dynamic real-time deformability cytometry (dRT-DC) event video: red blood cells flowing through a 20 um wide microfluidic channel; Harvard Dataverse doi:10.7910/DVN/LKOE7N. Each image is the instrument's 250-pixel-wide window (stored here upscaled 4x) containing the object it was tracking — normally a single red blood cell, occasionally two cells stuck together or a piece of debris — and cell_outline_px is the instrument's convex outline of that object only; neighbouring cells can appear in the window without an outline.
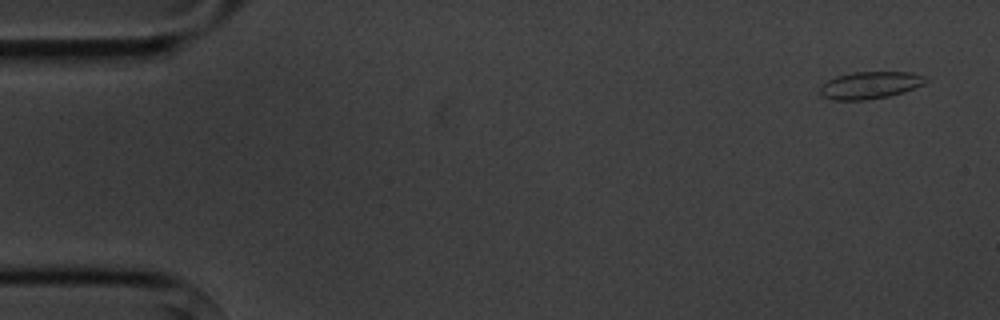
{"species": "common noctule bat (a hibernating species)", "species_latin": "Nyctalus noctula", "temperature_condition": "cold", "stored_images_in_passage": 8, "camera_frame_rate_fps": 3000, "um_per_image_px": 0.085, "animal": {"sex": "male", "body_mass_g": 20.1, "forearm_length_mm": 53.5}, "frame": {"image": 1, "passage_image": 1, "time_ms": 0.0, "image_size_px": [1000, 320], "cell_outline_px": [[928, 80], [924, 84], [904, 92], [888, 96], [864, 100], [832, 100], [820, 96], [820, 84], [836, 76], [852, 72], [912, 72], [928, 76]], "centroid_in_image_um": [73.95, 7.23], "position_along_channel_um": 11.0, "area_um2": 16.99}}
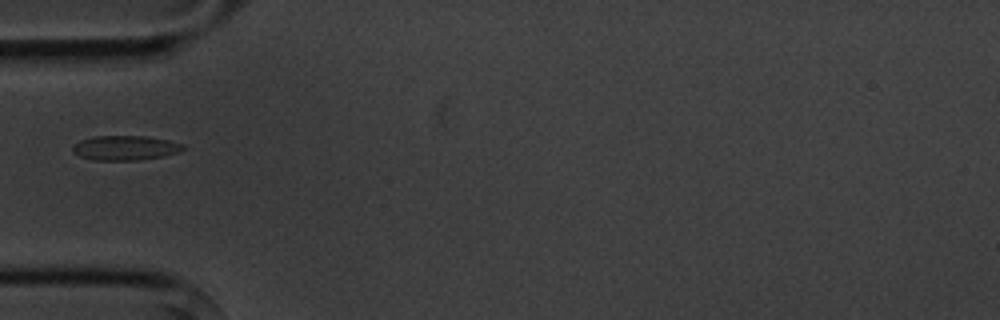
{"frame": {"image": 2, "passage_image": 5, "time_ms": 5.0, "image_size_px": [1000, 320], "cell_outline_px": [[184, 148], [176, 152], [164, 156], [140, 160], [92, 160], [80, 156], [72, 152], [72, 148], [80, 140], [96, 136], [144, 136], [168, 140], [184, 144]], "centroid_in_image_um": [10.63, 12.57], "position_along_channel_um": 74.4, "area_um2": 15.72}}
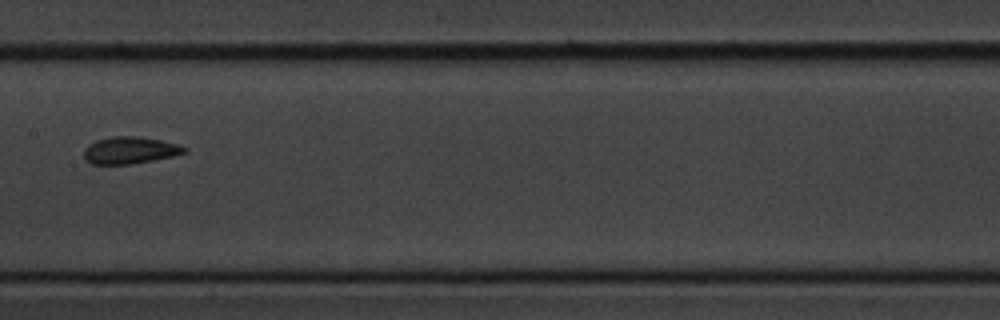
{"frame": {"image": 3, "passage_image": 8, "time_ms": 8.333, "image_size_px": [1000, 320], "cell_outline_px": [[188, 152], [172, 156], [132, 164], [92, 164], [84, 156], [84, 148], [88, 144], [96, 140], [112, 136], [140, 136], [160, 140], [176, 144], [188, 148]], "centroid_in_image_um": [11.04, 12.76], "position_along_channel_um": 196.4, "area_um2": 15.78}}